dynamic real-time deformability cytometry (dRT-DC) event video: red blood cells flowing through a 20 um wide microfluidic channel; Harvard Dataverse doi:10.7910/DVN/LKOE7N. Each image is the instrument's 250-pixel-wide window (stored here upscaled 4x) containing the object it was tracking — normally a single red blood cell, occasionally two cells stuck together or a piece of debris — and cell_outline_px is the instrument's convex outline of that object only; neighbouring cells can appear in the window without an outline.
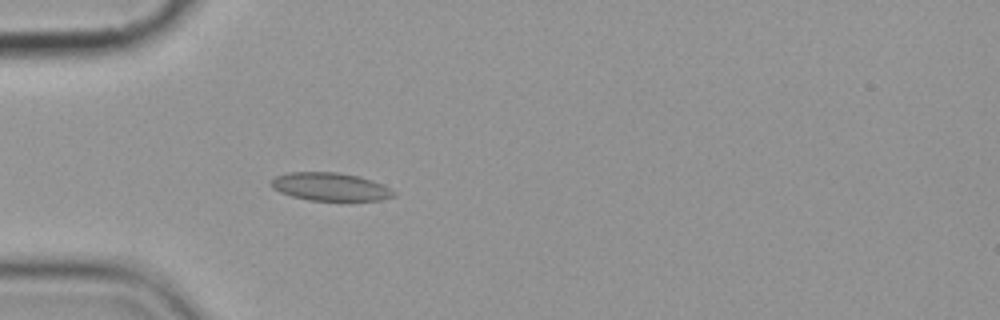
{"species": "common noctule bat (a hibernating species)", "species_latin": "Nyctalus noctula", "temperature_condition": "cold", "stored_images_in_passage": 5, "camera_frame_rate_fps": 3000, "um_per_image_px": 0.085, "animal": {"sex": "female", "body_mass_g": 19.9}, "frame": {"image": 1, "passage_image": 5, "time_ms": 4.667, "image_size_px": [1000, 320], "cell_outline_px": [[396, 196], [380, 200], [348, 204], [308, 200], [292, 196], [280, 192], [272, 188], [268, 184], [276, 176], [288, 172], [340, 172], [360, 176], [372, 180], [396, 192]], "centroid_in_image_um": [28.11, 15.92], "position_along_channel_um": 56.9, "area_um2": 21.1}}